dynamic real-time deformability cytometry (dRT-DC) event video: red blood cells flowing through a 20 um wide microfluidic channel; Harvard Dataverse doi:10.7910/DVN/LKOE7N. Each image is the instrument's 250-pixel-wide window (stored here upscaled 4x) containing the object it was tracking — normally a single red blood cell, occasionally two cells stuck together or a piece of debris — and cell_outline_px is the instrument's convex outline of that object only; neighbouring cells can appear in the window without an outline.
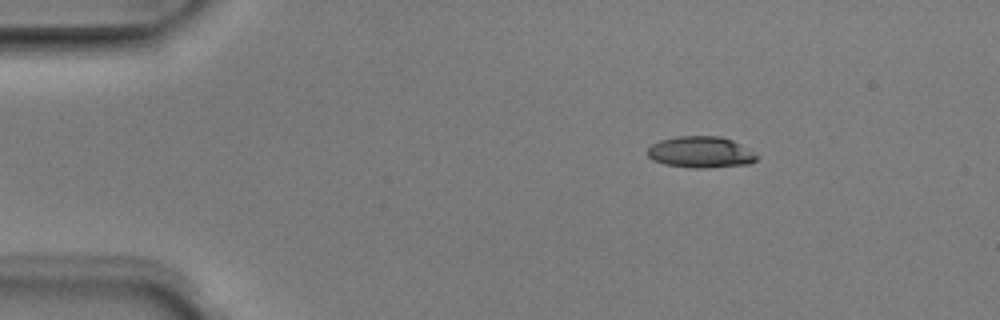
{"species": "Egyptian fruit bat (a non-hibernating species)", "species_latin": "Rousettus aegyptiacus", "temperature_condition": "room temperature", "stored_images_in_passage": 3, "camera_frame_rate_fps": 3000, "um_per_image_px": 0.085, "animal": {"sex": "male"}, "frame": {"image": 1, "passage_image": 1, "time_ms": 0.0, "image_size_px": [1000, 320], "cell_outline_px": [[760, 156], [752, 164], [708, 168], [692, 168], [664, 164], [652, 160], [648, 156], [648, 148], [652, 144], [660, 140], [676, 136], [720, 136], [732, 140], [740, 144]], "centroid_in_image_um": [59.57, 12.94], "position_along_channel_um": 25.4, "area_um2": 20.17}}